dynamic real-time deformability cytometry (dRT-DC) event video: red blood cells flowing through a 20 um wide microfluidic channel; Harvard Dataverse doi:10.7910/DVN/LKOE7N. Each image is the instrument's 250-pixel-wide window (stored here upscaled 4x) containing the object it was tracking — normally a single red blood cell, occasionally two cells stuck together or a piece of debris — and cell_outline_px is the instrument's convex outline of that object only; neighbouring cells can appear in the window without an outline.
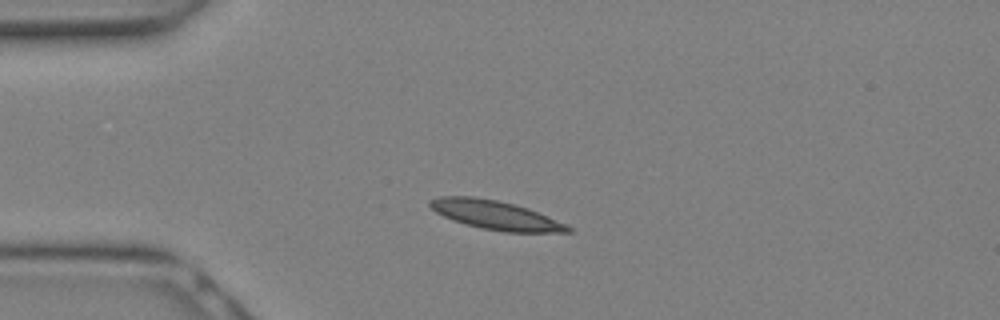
{"species": "Egyptian fruit bat (a non-hibernating species)", "species_latin": "Rousettus aegyptiacus", "temperature_condition": "warm", "stored_images_in_passage": 10, "camera_frame_rate_fps": 3000, "um_per_image_px": 0.085, "animal": {"sex": "female"}, "frame": {"image": 1, "passage_image": 5, "time_ms": 1.333, "image_size_px": [1000, 320], "cell_outline_px": [[572, 232], [504, 232], [480, 228], [464, 224], [452, 220], [436, 212], [428, 204], [428, 200], [440, 196], [472, 196], [496, 200], [528, 208], [564, 224], [572, 228]], "centroid_in_image_um": [42.05, 18.28], "position_along_channel_um": 42.9, "area_um2": 23.0}}
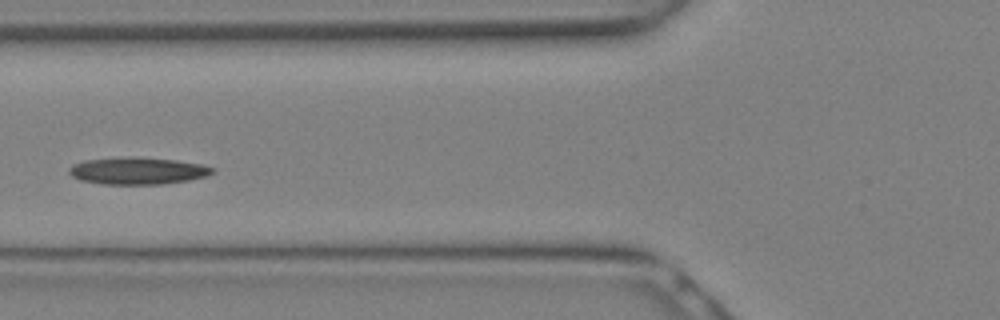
{"frame": {"image": 2, "passage_image": 9, "time_ms": 2.667, "image_size_px": [1000, 320], "cell_outline_px": [[216, 172], [208, 176], [188, 180], [160, 184], [104, 184], [80, 180], [72, 176], [68, 172], [68, 168], [72, 164], [84, 160], [176, 160], [200, 164], [216, 168]], "centroid_in_image_um": [11.74, 14.57], "position_along_channel_um": 114.1, "area_um2": 21.44}}